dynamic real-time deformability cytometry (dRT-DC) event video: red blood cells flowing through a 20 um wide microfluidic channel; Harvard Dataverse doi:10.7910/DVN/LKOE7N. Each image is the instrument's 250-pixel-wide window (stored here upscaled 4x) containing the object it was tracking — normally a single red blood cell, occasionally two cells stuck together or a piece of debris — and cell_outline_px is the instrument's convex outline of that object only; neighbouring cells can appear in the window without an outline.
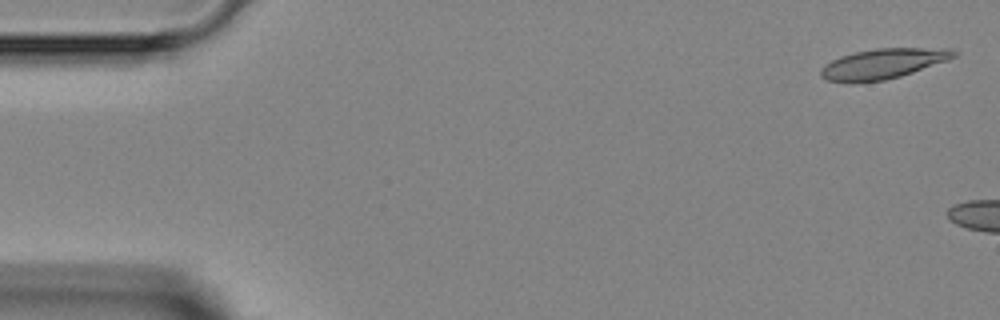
{"species": "Egyptian fruit bat (a non-hibernating species)", "species_latin": "Rousettus aegyptiacus", "temperature_condition": "room temperature", "stored_images_in_passage": 3, "segment_of_instrument_passage": [2, 2], "camera_frame_rate_fps": 3000, "um_per_image_px": 0.085, "animal": {"sex": "female"}, "frame": {"image": 1, "passage_image": 3, "time_ms": 3.333, "image_size_px": [1000, 320], "cell_outline_px": [[960, 52], [956, 56], [948, 60], [900, 76], [884, 80], [856, 84], [852, 84], [824, 80], [820, 76], [820, 68], [824, 64], [840, 56], [856, 52], [876, 48], [952, 48]], "centroid_in_image_um": [75.02, 5.43], "position_along_channel_um": 10.0, "area_um2": 23.81}}